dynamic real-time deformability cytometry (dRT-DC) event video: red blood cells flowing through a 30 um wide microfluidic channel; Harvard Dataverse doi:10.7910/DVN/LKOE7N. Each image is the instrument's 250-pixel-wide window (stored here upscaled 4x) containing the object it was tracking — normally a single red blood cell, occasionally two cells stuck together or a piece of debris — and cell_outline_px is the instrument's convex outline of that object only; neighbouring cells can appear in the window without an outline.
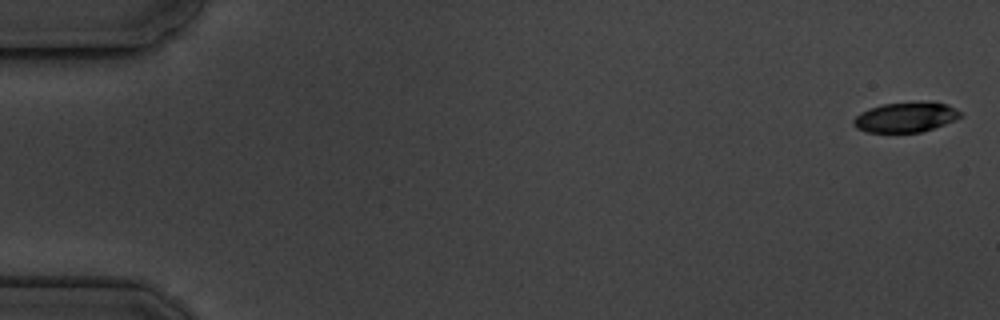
{"species": "common noctule bat (a hibernating species)", "species_latin": "Nyctalus noctula", "temperature_condition": "cold", "stored_images_in_passage": 8, "camera_frame_rate_fps": 3000, "um_per_image_px": 0.085, "animal": {"sex": "male", "body_mass_g": 19.5, "forearm_length_mm": 54.6}, "frame": {"image": 1, "passage_image": 1, "time_ms": 0.0, "image_size_px": [1000, 320], "cell_outline_px": [[960, 116], [956, 120], [920, 132], [868, 132], [856, 128], [852, 124], [852, 120], [860, 112], [868, 108], [884, 104], [920, 100], [948, 104], [960, 112]], "centroid_in_image_um": [76.95, 9.94], "position_along_channel_um": 8.0, "area_um2": 18.84}}
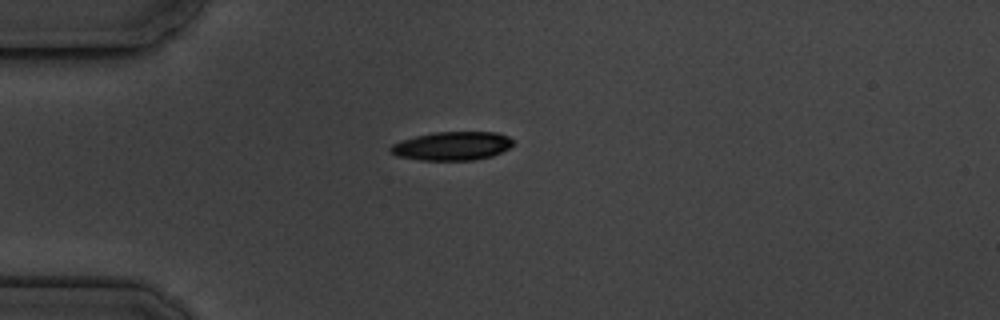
{"frame": {"image": 2, "passage_image": 5, "time_ms": 4.667, "image_size_px": [1000, 320], "cell_outline_px": [[512, 144], [508, 148], [492, 156], [472, 160], [420, 160], [396, 156], [388, 152], [388, 148], [392, 144], [400, 140], [416, 136], [436, 132], [496, 132], [508, 136], [512, 140]], "centroid_in_image_um": [38.37, 12.41], "position_along_channel_um": 46.6, "area_um2": 20.46}}